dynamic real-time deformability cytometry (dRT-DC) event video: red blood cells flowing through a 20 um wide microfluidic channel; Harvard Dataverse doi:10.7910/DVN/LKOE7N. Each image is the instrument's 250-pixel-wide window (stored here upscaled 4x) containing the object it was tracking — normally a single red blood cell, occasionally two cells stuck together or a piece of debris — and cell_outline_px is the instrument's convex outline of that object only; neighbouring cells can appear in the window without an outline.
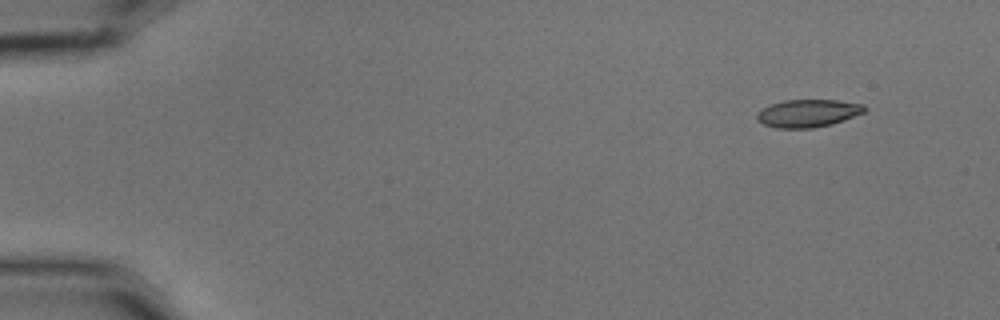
{"species": "common noctule bat (a hibernating species)", "species_latin": "Nyctalus noctula", "temperature_condition": "cold", "stored_images_in_passage": 6, "camera_frame_rate_fps": 3000, "um_per_image_px": 0.085, "animal": {"sex": "male", "body_mass_g": 15.6}, "frame": {"image": 1, "passage_image": 1, "time_ms": 0.0, "image_size_px": [1000, 320], "cell_outline_px": [[868, 108], [864, 112], [844, 120], [832, 124], [812, 128], [776, 128], [764, 124], [756, 116], [756, 112], [772, 104], [784, 100], [836, 100], [864, 104]], "centroid_in_image_um": [68.71, 9.62], "position_along_channel_um": 16.3, "area_um2": 17.28}}
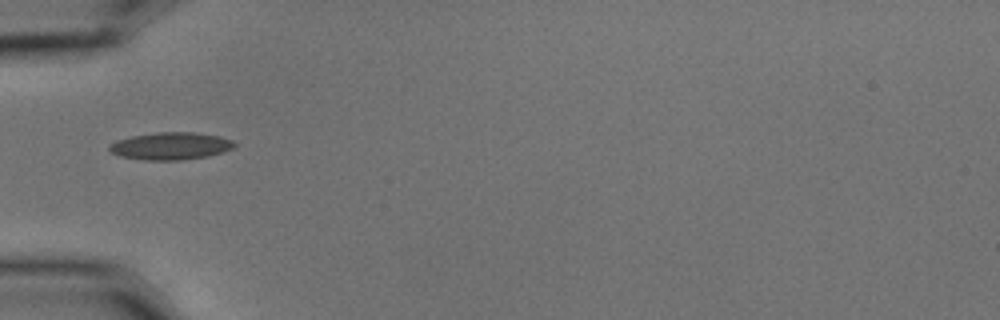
{"frame": {"image": 2, "passage_image": 5, "time_ms": 1.333, "image_size_px": [1000, 320], "cell_outline_px": [[236, 144], [232, 148], [224, 152], [208, 156], [180, 160], [144, 160], [120, 156], [112, 152], [108, 148], [108, 144], [116, 140], [132, 136], [156, 132], [192, 132], [220, 136], [232, 140]], "centroid_in_image_um": [14.5, 12.41], "position_along_channel_um": 70.5, "area_um2": 20.0}}